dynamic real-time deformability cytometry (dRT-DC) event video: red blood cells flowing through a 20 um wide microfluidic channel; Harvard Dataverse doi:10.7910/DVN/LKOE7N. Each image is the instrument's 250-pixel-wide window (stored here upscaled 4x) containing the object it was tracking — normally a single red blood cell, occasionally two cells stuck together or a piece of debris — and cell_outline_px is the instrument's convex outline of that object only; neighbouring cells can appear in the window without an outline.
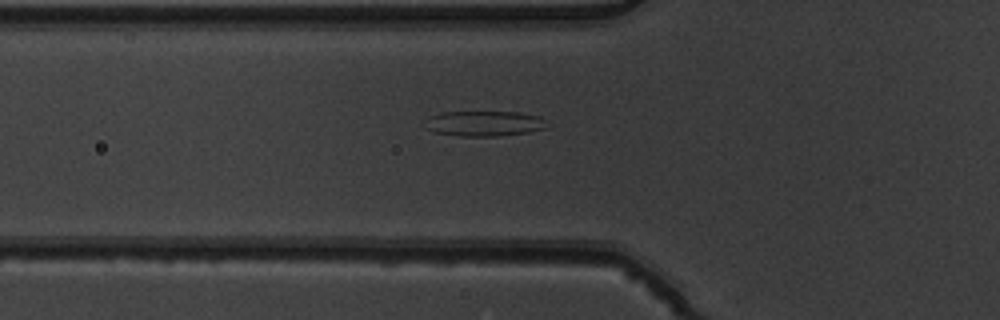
{"species": "common noctule bat (a hibernating species)", "species_latin": "Nyctalus noctula", "temperature_condition": "warm", "stored_images_in_passage": 6, "camera_frame_rate_fps": 3000, "um_per_image_px": 0.085, "animal": {"sex": "male", "body_mass_g": 19.5, "forearm_length_mm": 54.6}, "frame": {"image": 1, "passage_image": 6, "time_ms": 1.667, "image_size_px": [1000, 320], "cell_outline_px": [[544, 128], [528, 132], [496, 136], [460, 136], [436, 132], [428, 128], [428, 116], [440, 112], [516, 112], [540, 116]], "centroid_in_image_um": [41.12, 10.49], "position_along_channel_um": 84.7, "area_um2": 17.46}}